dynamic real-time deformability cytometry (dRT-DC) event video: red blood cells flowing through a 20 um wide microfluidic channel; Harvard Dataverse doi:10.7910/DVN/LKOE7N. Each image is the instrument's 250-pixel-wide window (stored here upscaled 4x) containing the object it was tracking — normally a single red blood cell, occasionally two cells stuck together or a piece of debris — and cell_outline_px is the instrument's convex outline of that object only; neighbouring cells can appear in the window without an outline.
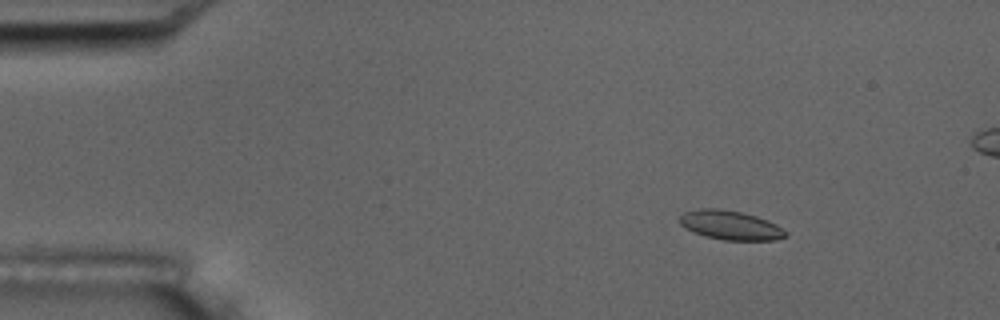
{"species": "common noctule bat (a hibernating species)", "species_latin": "Nyctalus noctula", "temperature_condition": "room temperature", "stored_images_in_passage": 4, "camera_frame_rate_fps": 3000, "um_per_image_px": 0.085, "animal": {"sex": "male", "body_mass_g": 17.5, "forearm_length_mm": 52.3}, "frame": {"image": 1, "passage_image": 1, "time_ms": 0.0, "image_size_px": [1000, 320], "cell_outline_px": [[788, 236], [776, 240], [724, 240], [704, 236], [680, 224], [680, 216], [684, 212], [700, 208], [720, 208], [740, 212], [756, 216], [768, 220], [776, 224], [788, 232]], "centroid_in_image_um": [62.13, 19.14], "position_along_channel_um": 22.9, "area_um2": 17.98}}